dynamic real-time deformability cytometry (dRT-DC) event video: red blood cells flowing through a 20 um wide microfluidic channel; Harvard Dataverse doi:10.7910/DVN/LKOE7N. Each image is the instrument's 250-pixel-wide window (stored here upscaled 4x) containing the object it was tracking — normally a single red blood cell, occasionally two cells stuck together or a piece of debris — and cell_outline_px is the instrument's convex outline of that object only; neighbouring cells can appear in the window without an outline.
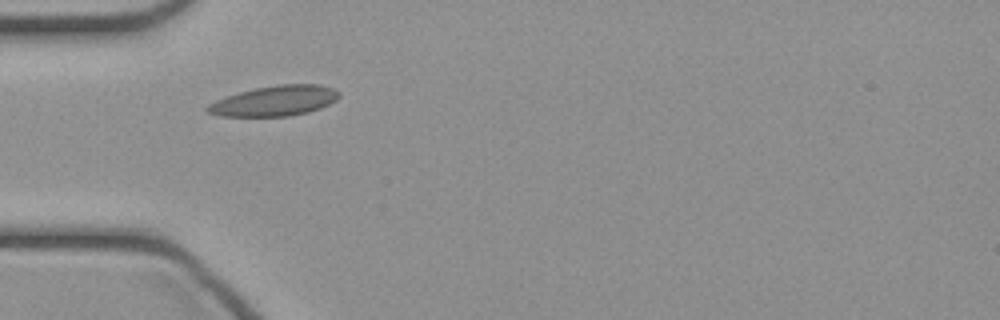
{"species": "common noctule bat (a hibernating species)", "species_latin": "Nyctalus noctula", "temperature_condition": "cold", "stored_images_in_passage": 33, "camera_frame_rate_fps": 3000, "um_per_image_px": 0.085, "animal": {"sex": "female", "body_mass_g": 21.9}, "frame": {"image": 1, "passage_image": 1, "time_ms": 0.0, "image_size_px": [1000, 320], "cell_outline_px": [[340, 96], [336, 100], [320, 108], [308, 112], [288, 116], [220, 116], [208, 112], [204, 108], [208, 104], [216, 100], [240, 92], [256, 88], [276, 84], [320, 84], [332, 88], [340, 92]], "centroid_in_image_um": [23.36, 8.57], "position_along_channel_um": 61.6, "area_um2": 23.12}}
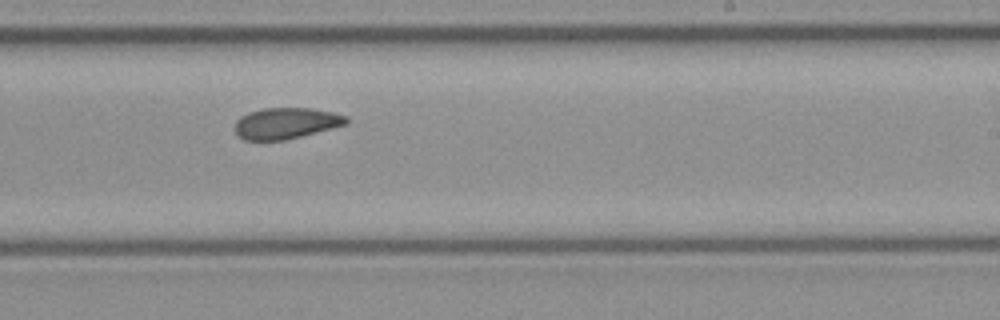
{"frame": {"image": 2, "passage_image": 15, "time_ms": 4.667, "image_size_px": [1000, 320], "cell_outline_px": [[348, 124], [284, 140], [244, 140], [236, 136], [232, 128], [236, 120], [240, 116], [248, 112], [264, 108], [308, 108], [332, 112], [348, 116]], "centroid_in_image_um": [24.24, 10.48], "position_along_channel_um": 264.8, "area_um2": 20.4}}
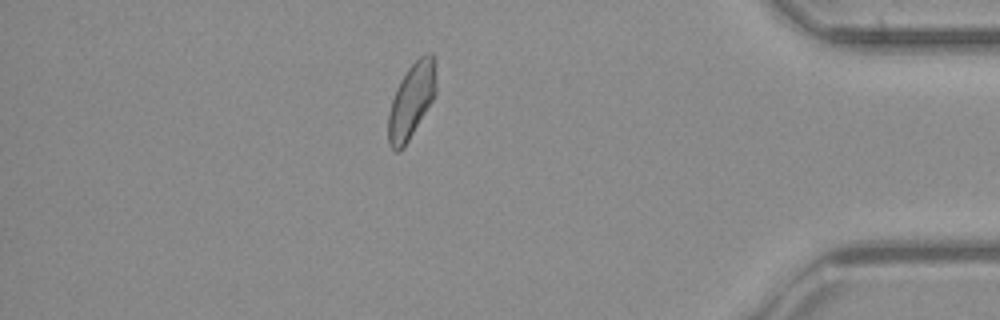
{"frame": {"image": 3, "passage_image": 27, "time_ms": 8.667, "image_size_px": [1000, 320], "cell_outline_px": [[436, 92], [432, 100], [404, 148], [400, 152], [396, 152], [388, 144], [388, 112], [396, 88], [400, 80], [408, 68], [420, 56], [428, 52], [432, 52], [436, 84]], "centroid_in_image_um": [34.94, 8.59], "position_along_channel_um": 400.3, "area_um2": 20.69}}